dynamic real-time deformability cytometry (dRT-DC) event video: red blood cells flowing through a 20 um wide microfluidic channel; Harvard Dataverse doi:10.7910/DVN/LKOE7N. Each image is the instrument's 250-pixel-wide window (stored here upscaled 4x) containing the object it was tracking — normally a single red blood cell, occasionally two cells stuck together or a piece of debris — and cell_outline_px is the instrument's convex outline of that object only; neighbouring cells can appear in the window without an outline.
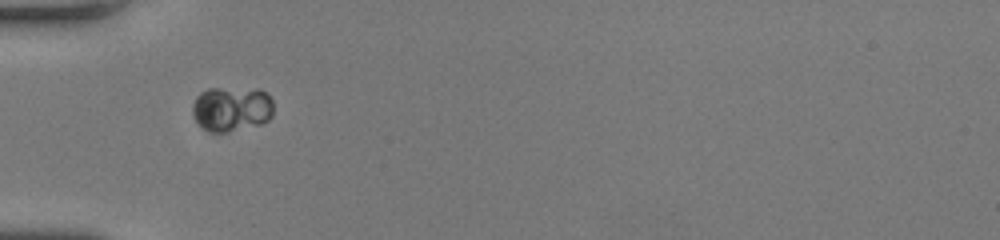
{"species": "human", "species_latin": "Homo sapiens", "temperature_condition": "room temperature", "stored_images_in_passage": 40, "camera_frame_rate_fps": 3000, "um_per_image_px": 0.085, "donor": {"sex": "female"}, "frame": {"image": 1, "passage_image": 7, "time_ms": 2.0, "image_size_px": [1000, 240], "cell_outline_px": [[272, 116], [268, 120], [260, 124], [228, 132], [208, 132], [192, 116], [192, 104], [196, 96], [200, 92], [208, 88], [260, 88], [272, 100]], "centroid_in_image_um": [19.66, 9.24], "position_along_channel_um": 65.3, "area_um2": 21.44}}
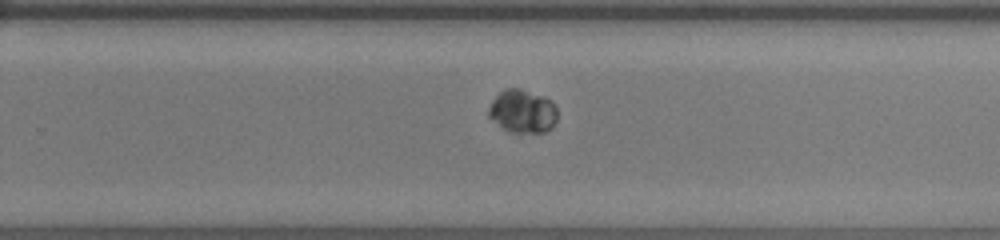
{"frame": {"image": 2, "passage_image": 23, "time_ms": 7.333, "image_size_px": [1000, 240], "cell_outline_px": [[556, 120], [552, 128], [544, 132], [508, 132], [488, 116], [488, 108], [492, 100], [504, 88], [520, 88], [544, 96], [552, 100], [556, 104]], "centroid_in_image_um": [44.43, 9.44], "position_along_channel_um": 285.4, "area_um2": 17.46}}
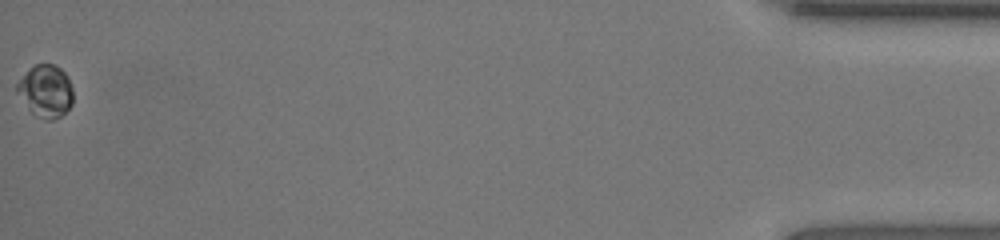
{"frame": {"image": 3, "passage_image": 40, "time_ms": 13.0, "image_size_px": [1000, 240], "cell_outline_px": [[72, 104], [60, 116], [52, 120], [44, 120], [36, 116], [28, 108], [16, 88], [16, 84], [36, 64], [52, 64], [60, 68], [68, 76], [72, 88]], "centroid_in_image_um": [3.92, 7.75], "position_along_channel_um": 431.3, "area_um2": 16.65}}